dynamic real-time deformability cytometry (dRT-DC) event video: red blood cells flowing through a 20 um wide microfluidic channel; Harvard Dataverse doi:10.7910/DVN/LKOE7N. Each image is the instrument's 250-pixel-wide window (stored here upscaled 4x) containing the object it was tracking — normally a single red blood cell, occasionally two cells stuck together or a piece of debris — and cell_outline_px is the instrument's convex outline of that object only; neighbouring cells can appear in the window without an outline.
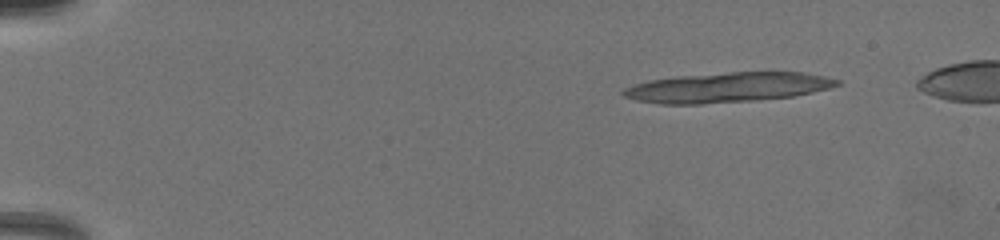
{"species": "common noctule bat (a hibernating species)", "species_latin": "Nyctalus noctula", "temperature_condition": "warm", "stored_images_in_passage": 13, "camera_frame_rate_fps": 3000, "um_per_image_px": 0.085, "animal": {"sex": "female", "body_mass_g": 19.5, "forearm_length_mm": 54.1}, "frame": {"image": 1, "passage_image": 4, "time_ms": 1.667, "image_size_px": [1000, 240], "cell_outline_px": [[840, 84], [828, 88], [792, 96], [756, 100], [700, 104], [660, 104], [636, 100], [624, 96], [620, 92], [624, 88], [648, 80], [680, 76], [732, 72], [804, 72], [824, 76], [840, 80]], "centroid_in_image_um": [61.81, 7.43], "position_along_channel_um": 23.2, "area_um2": 36.93}}